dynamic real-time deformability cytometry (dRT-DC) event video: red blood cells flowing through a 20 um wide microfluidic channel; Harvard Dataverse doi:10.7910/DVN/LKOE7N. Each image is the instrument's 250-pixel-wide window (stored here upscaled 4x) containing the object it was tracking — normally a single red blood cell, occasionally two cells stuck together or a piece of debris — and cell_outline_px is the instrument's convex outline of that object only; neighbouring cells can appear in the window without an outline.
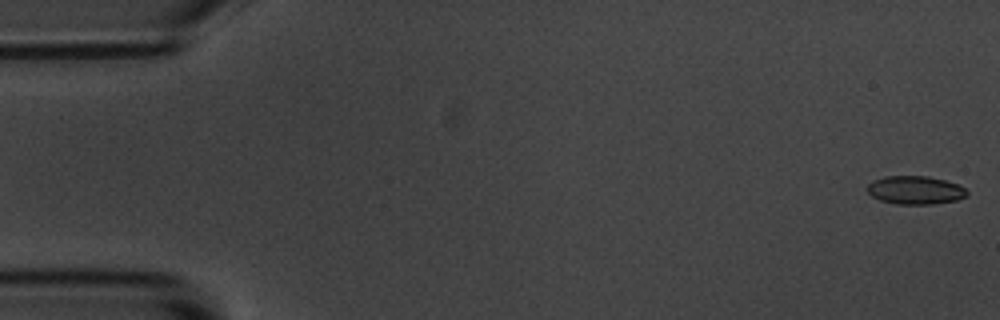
{"species": "common noctule bat (a hibernating species)", "species_latin": "Nyctalus noctula", "temperature_condition": "room temperature", "stored_images_in_passage": 17, "camera_frame_rate_fps": 3000, "um_per_image_px": 0.085, "animal": {"sex": "male", "body_mass_g": 20.1, "forearm_length_mm": 53.5}, "frame": {"image": 1, "passage_image": 1, "time_ms": 0.0, "image_size_px": [1000, 320], "cell_outline_px": [[968, 196], [956, 200], [932, 204], [896, 204], [880, 200], [872, 196], [864, 188], [872, 180], [884, 176], [928, 176], [944, 180], [956, 184], [964, 188], [968, 192]], "centroid_in_image_um": [77.76, 16.16], "position_along_channel_um": 7.2, "area_um2": 16.53}}
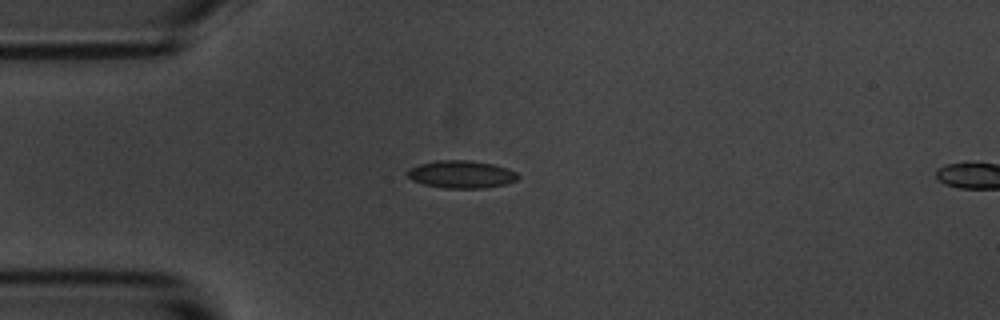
{"frame": {"image": 2, "passage_image": 14, "time_ms": 4.333, "image_size_px": [1000, 320], "cell_outline_px": [[520, 176], [516, 180], [508, 184], [484, 188], [444, 188], [424, 184], [412, 180], [404, 172], [408, 168], [420, 164], [436, 160], [468, 160], [492, 164], [508, 168], [516, 172]], "centroid_in_image_um": [39.21, 14.82], "position_along_channel_um": 45.8, "area_um2": 17.92}}